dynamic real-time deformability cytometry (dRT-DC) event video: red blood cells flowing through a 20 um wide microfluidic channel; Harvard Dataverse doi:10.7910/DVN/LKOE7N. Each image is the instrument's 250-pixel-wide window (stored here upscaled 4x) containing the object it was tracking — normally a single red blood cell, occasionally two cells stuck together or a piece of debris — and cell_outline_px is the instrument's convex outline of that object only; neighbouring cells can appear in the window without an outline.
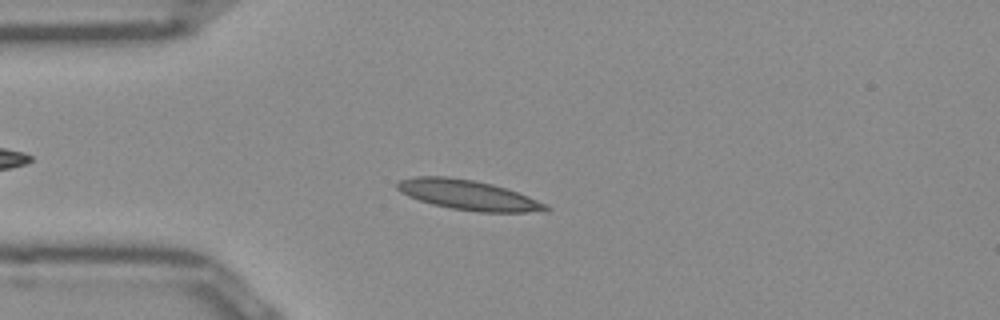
{"species": "Egyptian fruit bat (a non-hibernating species)", "species_latin": "Rousettus aegyptiacus", "temperature_condition": "room temperature", "stored_images_in_passage": 51, "camera_frame_rate_fps": 3000, "um_per_image_px": 0.085, "frame": {"image": 1, "passage_image": 12, "time_ms": 3.667, "image_size_px": [1000, 320], "cell_outline_px": [[552, 208], [544, 212], [476, 212], [452, 208], [432, 204], [408, 196], [400, 192], [396, 188], [396, 184], [400, 180], [416, 176], [444, 176], [472, 180], [492, 184], [528, 196], [548, 204]], "centroid_in_image_um": [39.82, 16.58], "position_along_channel_um": 45.2, "area_um2": 25.84}}
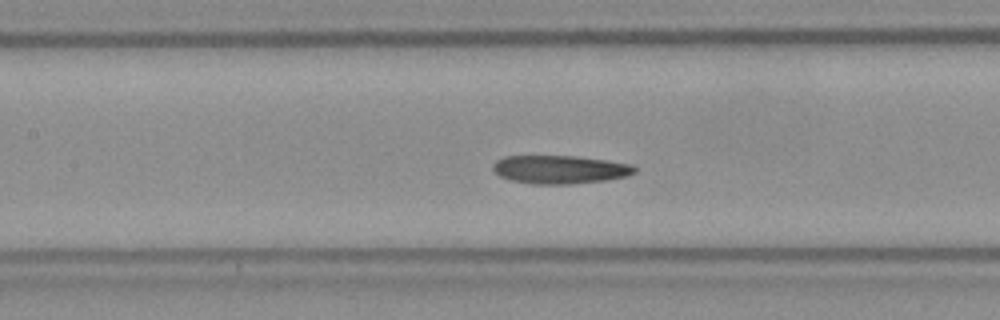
{"frame": {"image": 2, "passage_image": 22, "time_ms": 7.0, "image_size_px": [1000, 320], "cell_outline_px": [[636, 172], [624, 176], [604, 180], [572, 184], [532, 184], [512, 180], [500, 176], [492, 168], [492, 164], [496, 160], [504, 156], [576, 156], [632, 164], [636, 168]], "centroid_in_image_um": [47.56, 14.4], "position_along_channel_um": 159.8, "area_um2": 23.24}}
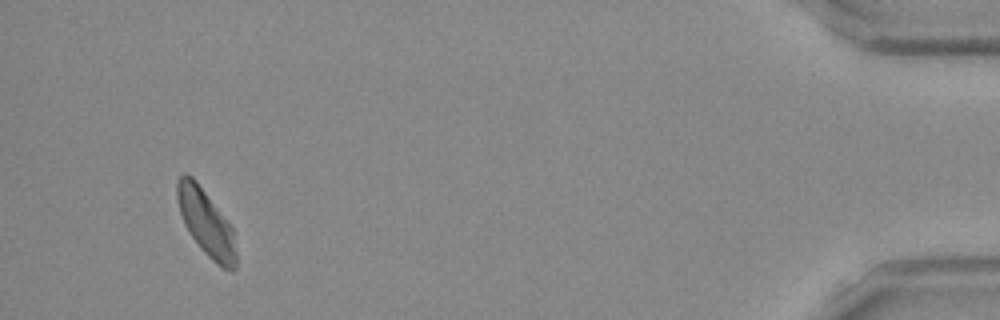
{"frame": {"image": 3, "passage_image": 48, "time_ms": 15.667, "image_size_px": [1000, 320], "cell_outline_px": [[236, 268], [232, 272], [220, 268], [204, 252], [192, 236], [184, 224], [180, 212], [176, 196], [176, 180], [184, 172], [192, 176], [196, 180], [228, 220], [232, 228], [236, 252]], "centroid_in_image_um": [17.52, 18.92], "position_along_channel_um": 417.7, "area_um2": 22.89}, "authors_computed_cell_mechanics": {"area_um2": 23.4668, "velocity_mm_per_s": 3.8771, "shape_relaxation_time_tau1_ms": null, "shape_relaxation_time_tau2_ms": 4.0892, "deformation_change_tau1": null, "deformation_change_tau2": 0.1061}}